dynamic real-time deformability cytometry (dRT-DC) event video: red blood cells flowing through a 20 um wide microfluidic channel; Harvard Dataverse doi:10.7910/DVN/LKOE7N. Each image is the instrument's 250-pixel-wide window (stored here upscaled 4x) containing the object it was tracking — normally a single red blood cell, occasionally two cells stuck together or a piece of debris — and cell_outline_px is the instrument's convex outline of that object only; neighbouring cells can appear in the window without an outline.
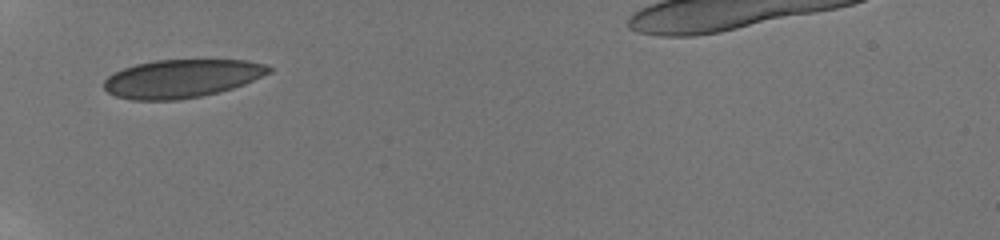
{"species": "human", "species_latin": "Homo sapiens", "temperature_condition": "room temperature", "stored_images_in_passage": 3, "camera_frame_rate_fps": 3000, "um_per_image_px": 0.085, "donor": {"sex": "male"}, "frame": {"image": 1, "passage_image": 1, "time_ms": 0.0, "image_size_px": [1000, 240], "cell_outline_px": [[272, 72], [244, 84], [232, 88], [200, 96], [176, 100], [132, 100], [116, 96], [108, 92], [104, 88], [104, 80], [108, 76], [124, 68], [136, 64], [156, 60], [248, 60], [264, 64], [272, 68]], "centroid_in_image_um": [15.45, 6.67], "position_along_channel_um": 69.5, "area_um2": 36.53}}
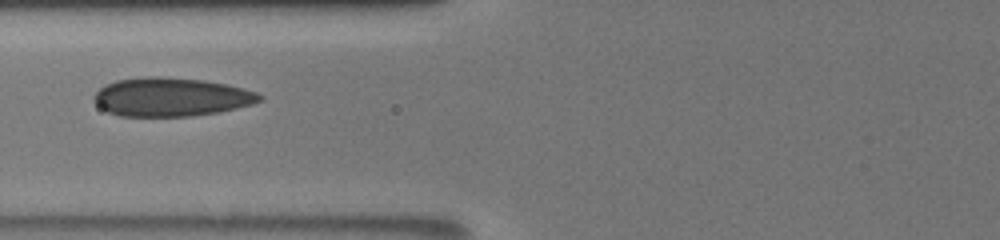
{"frame": {"image": 2, "passage_image": 2, "time_ms": 1.333, "image_size_px": [1000, 240], "cell_outline_px": [[264, 100], [252, 104], [220, 112], [192, 116], [120, 116], [108, 112], [100, 108], [96, 104], [92, 96], [104, 84], [116, 80], [156, 76], [204, 80], [228, 84], [244, 88], [256, 92], [264, 96]], "centroid_in_image_um": [14.56, 8.25], "position_along_channel_um": 111.2, "area_um2": 37.51}}
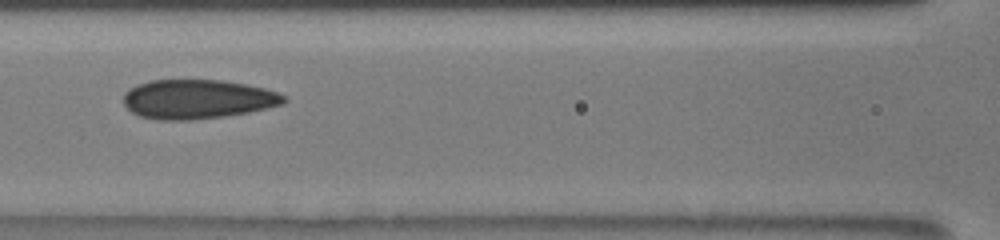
{"frame": {"image": 3, "passage_image": 3, "time_ms": 2.333, "image_size_px": [1000, 240], "cell_outline_px": [[288, 100], [284, 104], [248, 112], [224, 116], [192, 120], [156, 120], [140, 116], [132, 112], [124, 104], [124, 92], [128, 88], [136, 84], [152, 80], [224, 80], [264, 88], [288, 96]], "centroid_in_image_um": [16.79, 8.43], "position_along_channel_um": 149.8, "area_um2": 36.88}}